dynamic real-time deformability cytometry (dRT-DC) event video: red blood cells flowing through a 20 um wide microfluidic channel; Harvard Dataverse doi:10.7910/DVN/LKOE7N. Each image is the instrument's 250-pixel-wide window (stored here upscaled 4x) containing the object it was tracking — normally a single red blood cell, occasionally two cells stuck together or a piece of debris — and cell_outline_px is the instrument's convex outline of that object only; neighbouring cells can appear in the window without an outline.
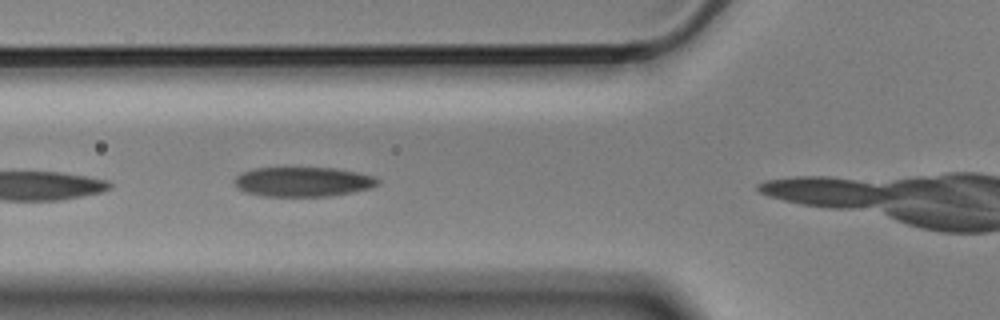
{"species": "Egyptian fruit bat (a non-hibernating species)", "species_latin": "Rousettus aegyptiacus", "temperature_condition": "cold", "stored_images_in_passage": 3, "segment_of_instrument_passage": [1, 2], "camera_frame_rate_fps": 3000, "um_per_image_px": 0.085, "animal": {"sex": "male"}, "frame": {"image": 1, "passage_image": 2, "time_ms": 0.333, "image_size_px": [1000, 320], "cell_outline_px": [[380, 180], [376, 184], [368, 188], [352, 192], [328, 196], [264, 196], [244, 192], [236, 188], [232, 180], [240, 172], [252, 168], [336, 168], [356, 172], [372, 176]], "centroid_in_image_um": [25.65, 15.45], "position_along_channel_um": 100.2, "area_um2": 24.74}}